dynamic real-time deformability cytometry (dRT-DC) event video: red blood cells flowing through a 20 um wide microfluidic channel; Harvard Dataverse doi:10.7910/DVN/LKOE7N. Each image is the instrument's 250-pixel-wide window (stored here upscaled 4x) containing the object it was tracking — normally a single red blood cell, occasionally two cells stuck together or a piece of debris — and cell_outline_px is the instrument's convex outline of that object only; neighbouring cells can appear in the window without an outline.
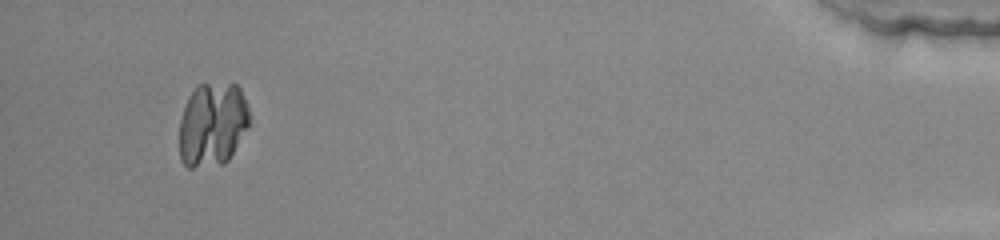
{"species": "common noctule bat (a hibernating species)", "species_latin": "Nyctalus noctula", "temperature_condition": "warm", "stored_images_in_passage": 35, "camera_frame_rate_fps": 3000, "um_per_image_px": 0.085, "animal": {"sex": "female", "body_mass_g": 22.0, "forearm_length_mm": 56.7}, "frame": {"image": 1, "passage_image": 32, "time_ms": 10.333, "image_size_px": [1000, 240], "cell_outline_px": [[248, 124], [228, 160], [224, 164], [192, 168], [188, 168], [180, 160], [180, 120], [188, 96], [196, 84], [236, 84], [240, 88], [248, 108]], "centroid_in_image_um": [18.02, 10.58], "position_along_channel_um": 417.2, "area_um2": 34.04}}